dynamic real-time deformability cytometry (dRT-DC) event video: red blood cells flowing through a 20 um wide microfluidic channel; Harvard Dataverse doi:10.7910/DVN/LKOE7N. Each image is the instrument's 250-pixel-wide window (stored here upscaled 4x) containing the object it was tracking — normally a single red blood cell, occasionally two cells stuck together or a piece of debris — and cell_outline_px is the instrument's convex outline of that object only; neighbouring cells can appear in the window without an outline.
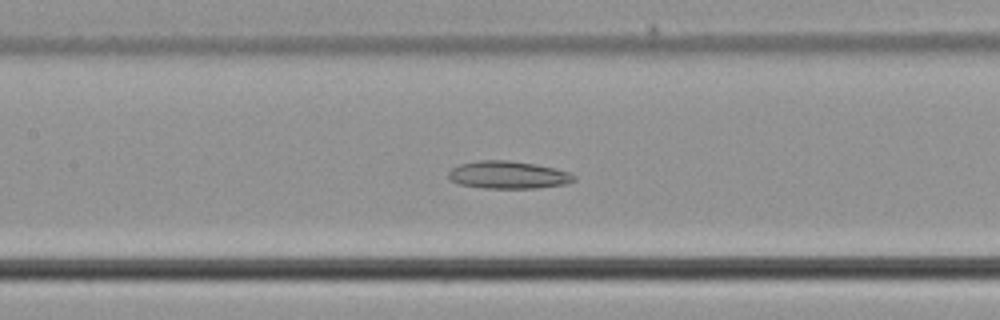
{"species": "common noctule bat (a hibernating species)", "species_latin": "Nyctalus noctula", "temperature_condition": "cold", "stored_images_in_passage": 50, "camera_frame_rate_fps": 3000, "um_per_image_px": 0.085, "animal": {"sex": "male", "body_mass_g": 21.5, "forearm_length_mm": 52.0}, "frame": {"image": 1, "passage_image": 23, "time_ms": 7.333, "image_size_px": [1000, 320], "cell_outline_px": [[576, 180], [564, 184], [536, 188], [484, 188], [456, 184], [448, 180], [448, 172], [452, 168], [460, 164], [480, 160], [508, 160], [536, 164], [556, 168], [572, 172], [576, 176]], "centroid_in_image_um": [43.19, 14.86], "position_along_channel_um": 164.2, "area_um2": 20.46}}
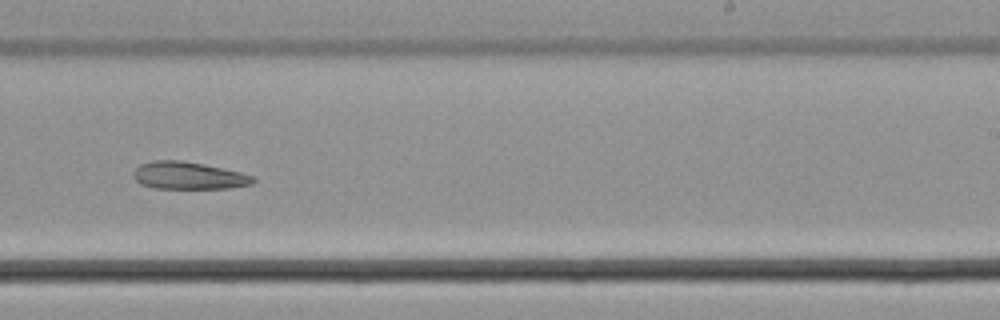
{"frame": {"image": 2, "passage_image": 31, "time_ms": 10.0, "image_size_px": [1000, 320], "cell_outline_px": [[256, 180], [252, 184], [228, 188], [156, 188], [140, 184], [136, 180], [136, 168], [140, 164], [152, 160], [180, 160], [204, 164], [240, 172], [252, 176]], "centroid_in_image_um": [16.04, 14.92], "position_along_channel_um": 273.0, "area_um2": 18.84}}
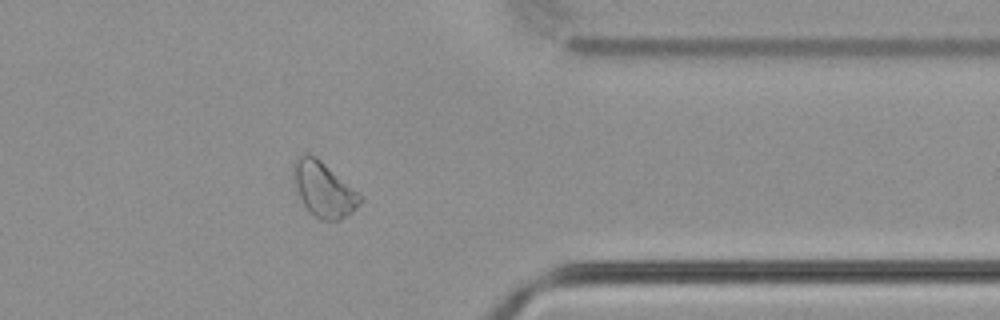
{"frame": {"image": 3, "passage_image": 40, "time_ms": 13.0, "image_size_px": [1000, 320], "cell_outline_px": [[364, 200], [352, 212], [340, 220], [320, 220], [304, 204], [300, 196], [292, 172], [292, 164], [296, 156], [304, 152], [308, 152], [316, 156], [356, 192]], "centroid_in_image_um": [27.48, 16.05], "position_along_channel_um": 383.9, "area_um2": 20.87}}